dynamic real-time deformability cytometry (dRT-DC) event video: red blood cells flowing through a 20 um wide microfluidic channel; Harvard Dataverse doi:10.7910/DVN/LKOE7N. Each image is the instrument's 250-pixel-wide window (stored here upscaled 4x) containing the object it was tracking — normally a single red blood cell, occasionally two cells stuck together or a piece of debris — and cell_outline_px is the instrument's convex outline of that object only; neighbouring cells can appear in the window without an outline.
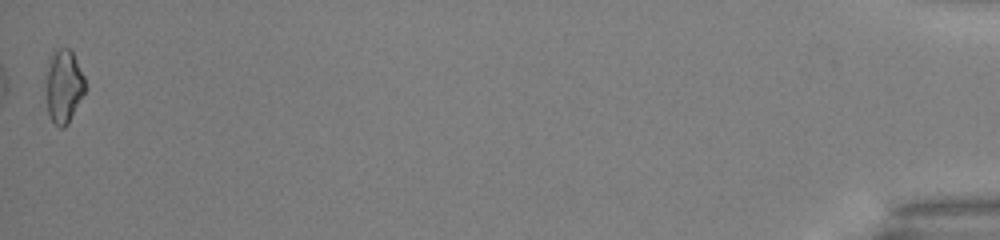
{"species": "common noctule bat (a hibernating species)", "species_latin": "Nyctalus noctula", "temperature_condition": "warm", "stored_images_in_passage": 39, "camera_frame_rate_fps": 3000, "um_per_image_px": 0.085, "animal": {"sex": "male", "body_mass_g": 13.0, "forearm_length_mm": 53.1}, "frame": {"image": 1, "passage_image": 39, "time_ms": 12.667, "image_size_px": [1000, 240], "cell_outline_px": [[84, 92], [68, 124], [64, 128], [60, 128], [52, 120], [48, 112], [48, 68], [52, 52], [60, 48], [72, 48], [84, 76]], "centroid_in_image_um": [5.45, 7.3], "position_along_channel_um": 429.7, "area_um2": 16.18}, "authors_computed_cell_mechanics": {"area_um2": 16.3574, "velocity_mm_per_s": 4.0548, "shape_relaxation_time_tau1_ms": null, "shape_relaxation_time_tau2_ms": 6.6581, "deformation_change_tau1": null, "deformation_change_tau2": 0.1664}}